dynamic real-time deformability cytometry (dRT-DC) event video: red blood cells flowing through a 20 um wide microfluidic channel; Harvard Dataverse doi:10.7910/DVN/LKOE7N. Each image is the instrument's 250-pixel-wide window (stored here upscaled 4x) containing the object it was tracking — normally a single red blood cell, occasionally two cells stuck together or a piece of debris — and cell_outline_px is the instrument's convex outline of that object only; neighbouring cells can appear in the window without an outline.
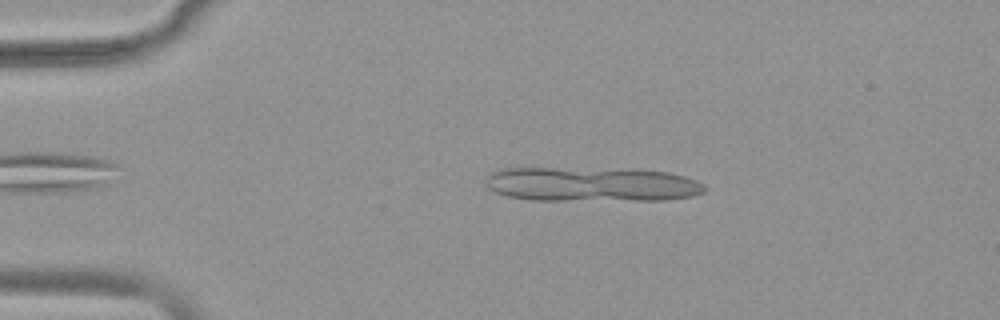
{"species": "common noctule bat (a hibernating species)", "species_latin": "Nyctalus noctula", "temperature_condition": "warm", "stored_images_in_passage": 13, "camera_frame_rate_fps": 3000, "um_per_image_px": 0.085, "animal": {"sex": "female", "body_mass_g": 19.9}, "frame": {"image": 1, "passage_image": 10, "time_ms": 3.0, "image_size_px": [1000, 320], "cell_outline_px": [[704, 192], [692, 196], [668, 200], [532, 200], [508, 196], [496, 192], [488, 188], [484, 180], [492, 172], [504, 168], [552, 168], [668, 172], [684, 176], [696, 180], [704, 184]], "centroid_in_image_um": [50.25, 15.69], "position_along_channel_um": 34.7, "area_um2": 43.41}}